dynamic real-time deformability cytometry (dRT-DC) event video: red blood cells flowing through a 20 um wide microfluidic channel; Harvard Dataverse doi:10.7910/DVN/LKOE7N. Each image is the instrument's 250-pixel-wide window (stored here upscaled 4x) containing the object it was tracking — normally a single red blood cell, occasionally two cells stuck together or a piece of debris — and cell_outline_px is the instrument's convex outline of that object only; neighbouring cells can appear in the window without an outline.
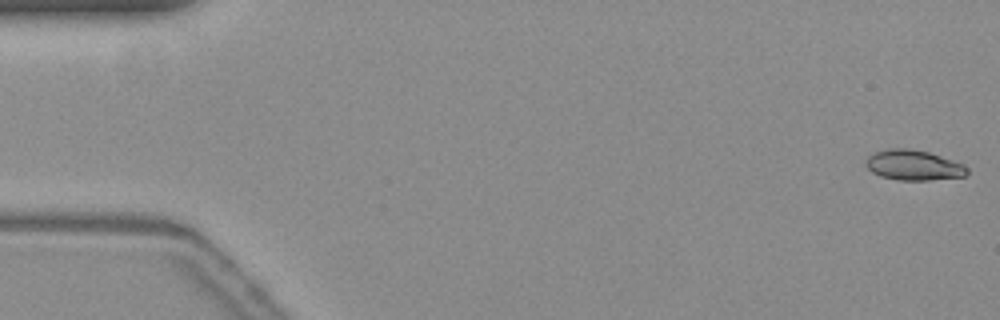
{"species": "common noctule bat (a hibernating species)", "species_latin": "Nyctalus noctula", "temperature_condition": "warm", "stored_images_in_passage": 56, "camera_frame_rate_fps": 3000, "um_per_image_px": 0.085, "animal": {"sex": "female", "body_mass_g": 19.3, "forearm_length_mm": 54.1}, "frame": {"image": 1, "passage_image": 1, "time_ms": 0.0, "image_size_px": [1000, 320], "cell_outline_px": [[968, 172], [964, 176], [928, 180], [896, 180], [880, 176], [872, 172], [864, 164], [864, 160], [872, 152], [888, 148], [912, 148], [928, 152], [964, 164], [968, 168]], "centroid_in_image_um": [77.59, 14.03], "position_along_channel_um": 7.4, "area_um2": 18.03}}
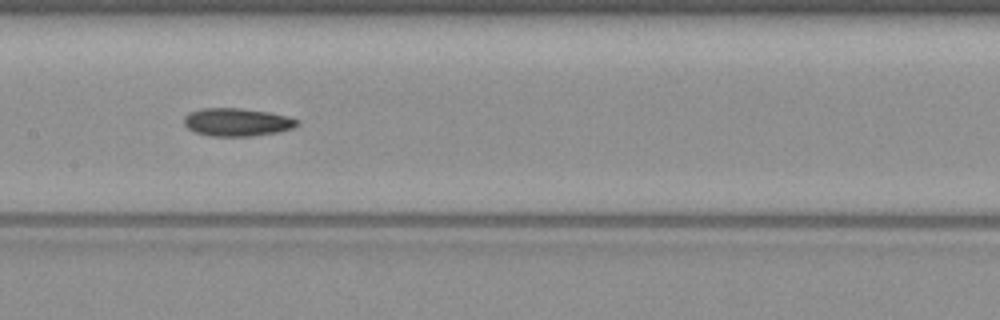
{"frame": {"image": 2, "passage_image": 27, "time_ms": 8.667, "image_size_px": [1000, 320], "cell_outline_px": [[300, 124], [292, 128], [280, 132], [252, 136], [208, 136], [196, 132], [188, 128], [184, 124], [184, 116], [188, 112], [200, 108], [240, 108], [268, 112], [288, 116], [300, 120]], "centroid_in_image_um": [20.16, 10.38], "position_along_channel_um": 187.2, "area_um2": 18.67}}
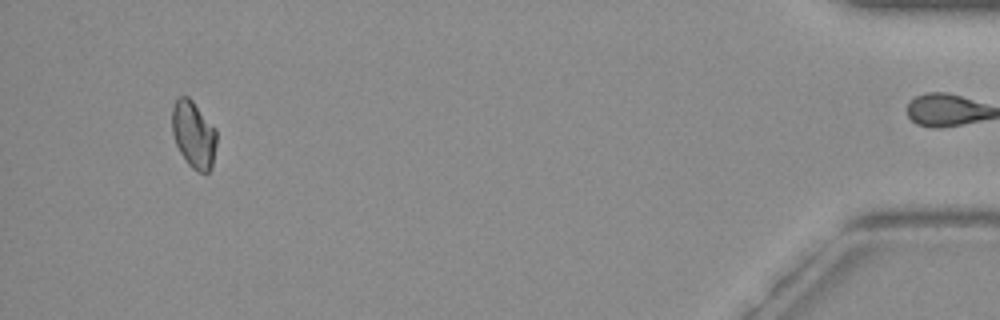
{"frame": {"image": 3, "passage_image": 52, "time_ms": 17.0, "image_size_px": [1000, 320], "cell_outline_px": [[216, 144], [212, 168], [208, 172], [196, 172], [184, 160], [176, 144], [172, 132], [172, 108], [176, 100], [180, 96], [188, 96], [192, 100], [216, 128]], "centroid_in_image_um": [16.46, 11.45], "position_along_channel_um": 418.7, "area_um2": 17.51}}